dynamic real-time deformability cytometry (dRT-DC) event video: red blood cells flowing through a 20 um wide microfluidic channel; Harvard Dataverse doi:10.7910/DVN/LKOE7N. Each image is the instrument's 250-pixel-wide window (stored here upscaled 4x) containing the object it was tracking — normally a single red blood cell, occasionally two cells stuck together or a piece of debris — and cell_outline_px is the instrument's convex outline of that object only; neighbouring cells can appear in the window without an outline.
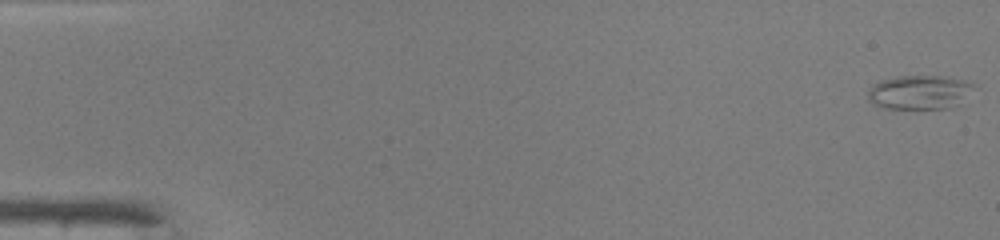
{"species": "common noctule bat (a hibernating species)", "species_latin": "Nyctalus noctula", "temperature_condition": "warm", "stored_images_in_passage": 48, "camera_frame_rate_fps": 3000, "um_per_image_px": 0.085, "animal": {"sex": "male", "body_mass_g": 19.0, "forearm_length_mm": 50.8}, "frame": {"image": 1, "passage_image": 1, "time_ms": 0.0, "image_size_px": [1000, 240], "cell_outline_px": [[972, 84], [956, 104], [952, 108], [884, 108], [872, 104], [868, 100], [868, 92], [872, 84], [880, 80], [896, 76], [948, 76], [964, 80]], "centroid_in_image_um": [78.01, 7.82], "position_along_channel_um": 7.0, "area_um2": 20.52}}
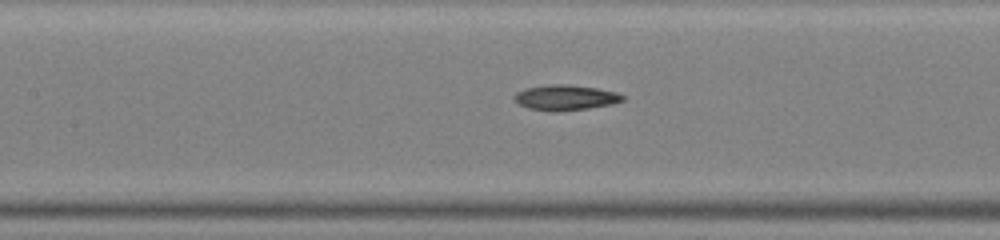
{"frame": {"image": 2, "passage_image": 23, "time_ms": 7.333, "image_size_px": [1000, 240], "cell_outline_px": [[624, 100], [612, 104], [588, 108], [556, 112], [552, 112], [528, 108], [520, 104], [512, 96], [516, 92], [524, 88], [548, 84], [568, 84], [596, 88], [616, 92], [624, 96]], "centroid_in_image_um": [48.03, 8.29], "position_along_channel_um": 159.4, "area_um2": 16.07}}
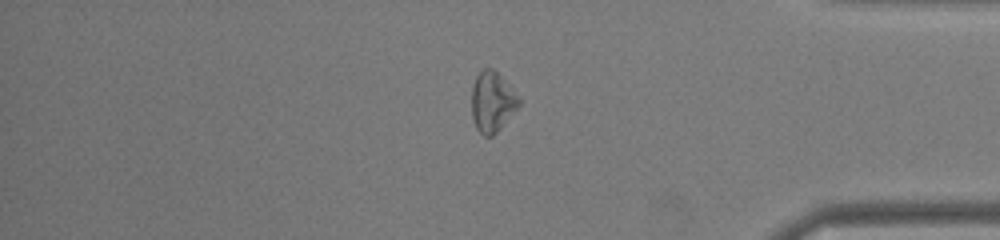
{"frame": {"image": 3, "passage_image": 41, "time_ms": 13.333, "image_size_px": [1000, 240], "cell_outline_px": [[520, 104], [500, 128], [492, 136], [484, 136], [476, 128], [472, 116], [472, 88], [476, 76], [484, 68], [492, 68], [520, 96]], "centroid_in_image_um": [41.84, 8.65], "position_along_channel_um": 393.4, "area_um2": 16.36}, "authors_computed_cell_mechanics": {"area_um2": 16.6175, "velocity_mm_per_s": 4.2693, "shape_relaxation_time_tau1_ms": 9.437, "shape_relaxation_time_tau2_ms": null, "deformation_change_tau1": 0.1656, "deformation_change_tau2": null}}